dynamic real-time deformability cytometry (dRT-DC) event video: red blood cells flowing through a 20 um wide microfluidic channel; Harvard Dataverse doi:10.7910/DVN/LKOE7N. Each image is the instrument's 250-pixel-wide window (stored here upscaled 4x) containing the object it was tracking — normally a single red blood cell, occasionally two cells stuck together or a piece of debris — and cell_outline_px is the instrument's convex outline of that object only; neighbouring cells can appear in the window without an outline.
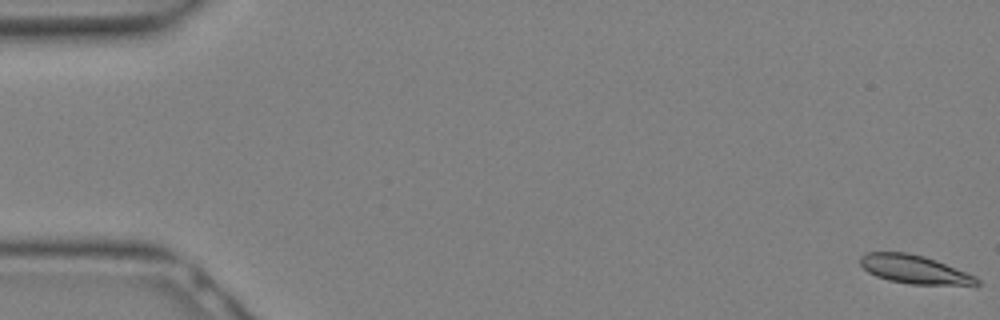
{"species": "Egyptian fruit bat (a non-hibernating species)", "species_latin": "Rousettus aegyptiacus", "temperature_condition": "warm", "stored_images_in_passage": 31, "camera_frame_rate_fps": 3000, "um_per_image_px": 0.085, "animal": {"sex": "female"}, "frame": {"image": 1, "passage_image": 1, "time_ms": 0.0, "image_size_px": [1000, 320], "cell_outline_px": [[980, 284], [976, 288], [908, 284], [888, 280], [876, 276], [868, 272], [860, 264], [860, 256], [868, 252], [908, 252], [924, 256], [936, 260], [976, 276], [980, 280]], "centroid_in_image_um": [77.86, 22.95], "position_along_channel_um": 7.1, "area_um2": 20.23}}
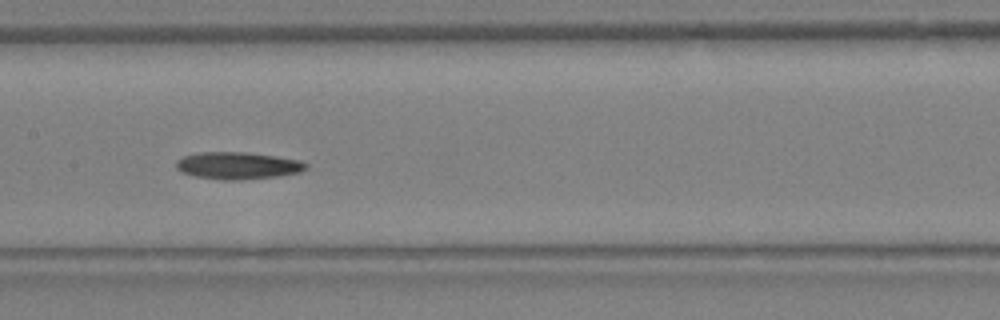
{"frame": {"image": 2, "passage_image": 16, "time_ms": 5.0, "image_size_px": [1000, 320], "cell_outline_px": [[308, 168], [300, 172], [280, 176], [240, 180], [224, 180], [196, 176], [180, 172], [176, 168], [176, 160], [184, 156], [200, 152], [244, 152], [300, 160], [308, 164]], "centroid_in_image_um": [20.21, 14.08], "position_along_channel_um": 187.2, "area_um2": 20.52}}
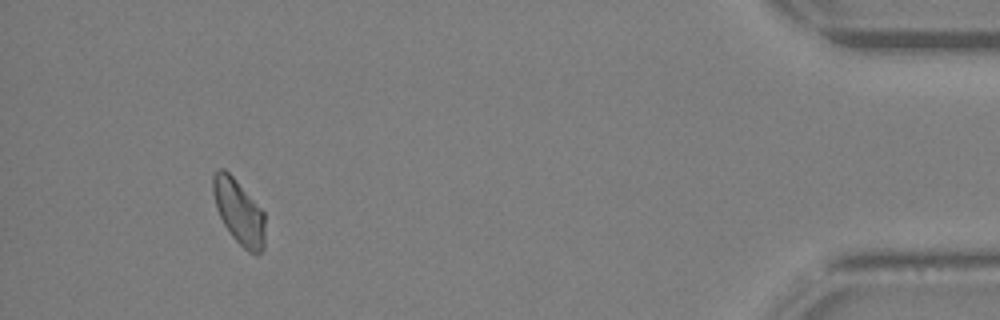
{"frame": {"image": 3, "passage_image": 29, "time_ms": 9.333, "image_size_px": [1000, 320], "cell_outline_px": [[264, 248], [256, 256], [248, 252], [232, 236], [224, 224], [216, 208], [212, 192], [212, 176], [216, 168], [224, 168], [232, 176], [264, 212]], "centroid_in_image_um": [20.28, 18.0], "position_along_channel_um": 414.9, "area_um2": 19.54}}